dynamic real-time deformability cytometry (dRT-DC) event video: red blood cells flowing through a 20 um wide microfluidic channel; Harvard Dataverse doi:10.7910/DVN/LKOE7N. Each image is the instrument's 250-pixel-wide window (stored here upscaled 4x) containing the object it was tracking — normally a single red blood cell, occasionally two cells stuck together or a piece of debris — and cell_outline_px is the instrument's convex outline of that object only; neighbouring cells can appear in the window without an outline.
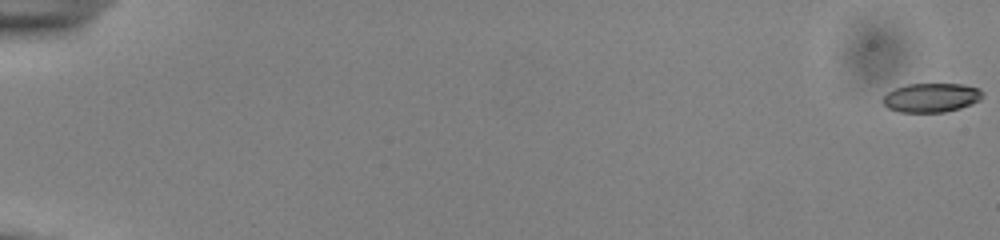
{"species": "common noctule bat (a hibernating species)", "species_latin": "Nyctalus noctula", "temperature_condition": "cold", "stored_images_in_passage": 55, "camera_frame_rate_fps": 3000, "um_per_image_px": 0.085, "animal": {"sex": "male", "body_mass_g": 13.0, "forearm_length_mm": 53.1}, "frame": {"image": 1, "passage_image": 1, "time_ms": 0.0, "image_size_px": [1000, 240], "cell_outline_px": [[984, 96], [980, 100], [972, 104], [960, 108], [944, 112], [900, 112], [888, 108], [880, 100], [888, 92], [896, 88], [908, 84], [960, 84], [980, 88], [984, 92]], "centroid_in_image_um": [79.18, 8.3], "position_along_channel_um": 5.8, "area_um2": 16.99}}
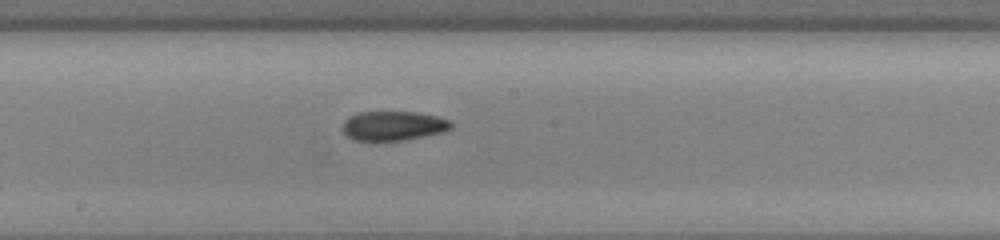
{"frame": {"image": 2, "passage_image": 32, "time_ms": 10.333, "image_size_px": [1000, 240], "cell_outline_px": [[452, 128], [444, 132], [404, 140], [352, 140], [344, 136], [340, 128], [344, 120], [348, 116], [360, 112], [416, 112], [436, 116], [448, 120], [452, 124]], "centroid_in_image_um": [33.36, 10.7], "position_along_channel_um": 214.8, "area_um2": 18.79}}
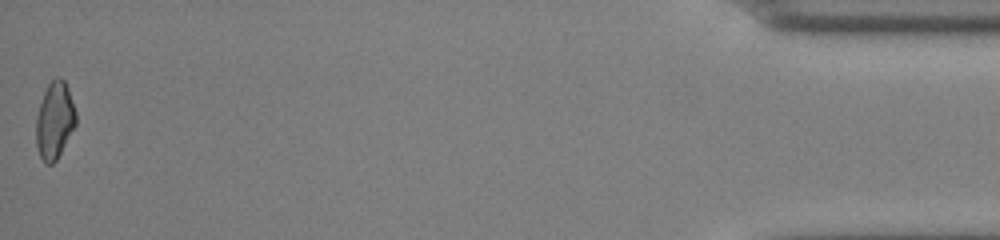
{"frame": {"image": 3, "passage_image": 55, "time_ms": 18.0, "image_size_px": [1000, 240], "cell_outline_px": [[76, 124], [56, 160], [52, 164], [44, 164], [40, 156], [36, 144], [36, 116], [44, 92], [48, 84], [56, 76], [60, 76], [64, 80], [68, 88], [76, 112]], "centroid_in_image_um": [4.64, 10.23], "position_along_channel_um": 430.6, "area_um2": 17.8}, "authors_computed_cell_mechanics": {"area_um2": 18.3226, "velocity_mm_per_s": 3.9239, "shape_relaxation_time_tau1_ms": null, "shape_relaxation_time_tau2_ms": 5.9977, "deformation_change_tau1": null, "deformation_change_tau2": 0.1179}}